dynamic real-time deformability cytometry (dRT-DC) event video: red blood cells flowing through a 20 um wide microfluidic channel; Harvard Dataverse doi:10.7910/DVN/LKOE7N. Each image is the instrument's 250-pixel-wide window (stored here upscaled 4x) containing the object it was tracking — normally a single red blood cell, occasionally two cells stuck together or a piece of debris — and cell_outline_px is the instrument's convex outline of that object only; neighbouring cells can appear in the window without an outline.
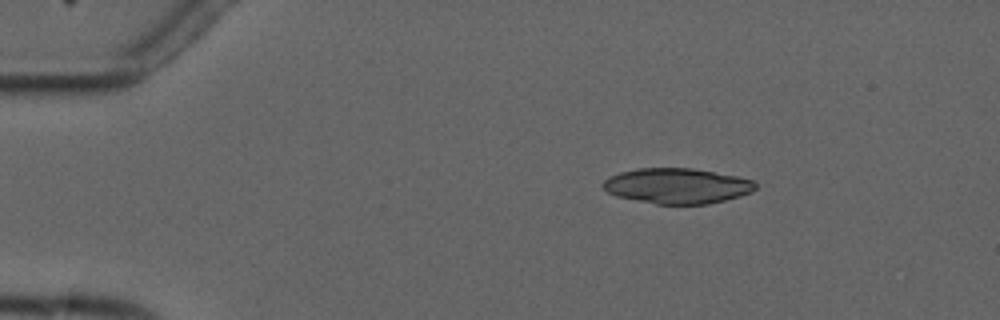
{"species": "common noctule bat (a hibernating species)", "species_latin": "Nyctalus noctula", "temperature_condition": "cold", "stored_images_in_passage": 5, "camera_frame_rate_fps": 3000, "um_per_image_px": 0.085, "animal": {"sex": "male", "forearm_length_mm": 52.5}, "frame": {"image": 1, "passage_image": 3, "time_ms": 2.667, "image_size_px": [1000, 320], "cell_outline_px": [[756, 188], [752, 192], [740, 196], [708, 204], [656, 204], [616, 196], [608, 192], [600, 184], [608, 176], [620, 172], [640, 168], [692, 168], [736, 176], [752, 180], [756, 184]], "centroid_in_image_um": [57.53, 15.8], "position_along_channel_um": 27.5, "area_um2": 31.39}}